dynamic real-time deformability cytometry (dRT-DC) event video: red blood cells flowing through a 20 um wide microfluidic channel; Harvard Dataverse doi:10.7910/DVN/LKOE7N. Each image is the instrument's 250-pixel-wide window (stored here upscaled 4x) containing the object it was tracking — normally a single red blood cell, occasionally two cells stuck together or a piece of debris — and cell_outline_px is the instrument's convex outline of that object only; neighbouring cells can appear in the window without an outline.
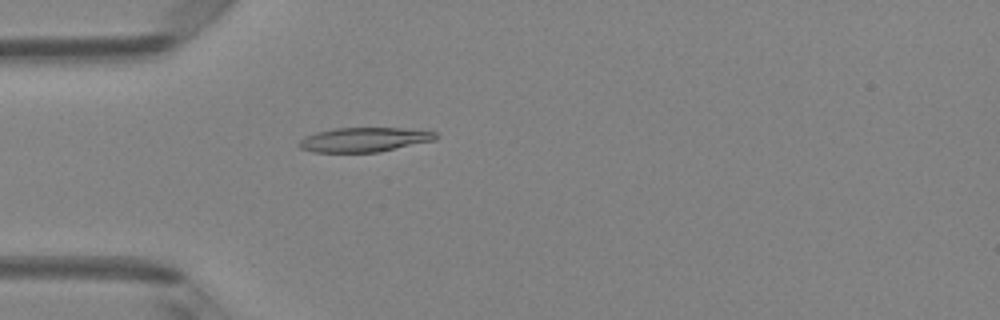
{"species": "Egyptian fruit bat (a non-hibernating species)", "species_latin": "Rousettus aegyptiacus", "temperature_condition": "room temperature", "stored_images_in_passage": 4, "camera_frame_rate_fps": 3000, "um_per_image_px": 0.085, "animal": {"sex": "female"}, "frame": {"image": 1, "passage_image": 4, "time_ms": 1.0, "image_size_px": [1000, 320], "cell_outline_px": [[440, 136], [436, 140], [380, 152], [312, 152], [300, 148], [296, 144], [304, 136], [316, 132], [336, 128], [404, 128], [436, 132]], "centroid_in_image_um": [30.97, 11.87], "position_along_channel_um": 54.0, "area_um2": 19.65}}